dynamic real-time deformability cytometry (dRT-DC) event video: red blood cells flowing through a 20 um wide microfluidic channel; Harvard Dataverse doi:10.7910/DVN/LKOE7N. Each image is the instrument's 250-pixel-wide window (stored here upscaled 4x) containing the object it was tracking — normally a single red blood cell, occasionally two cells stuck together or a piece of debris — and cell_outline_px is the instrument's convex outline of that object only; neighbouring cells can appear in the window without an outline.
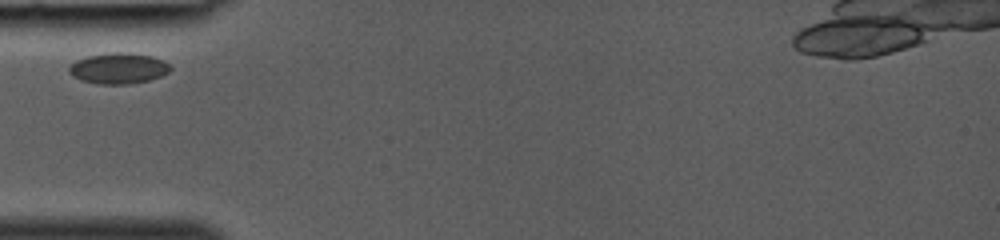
{"species": "common noctule bat (a hibernating species)", "species_latin": "Nyctalus noctula", "temperature_condition": "room temperature", "stored_images_in_passage": 22, "camera_frame_rate_fps": 3000, "um_per_image_px": 0.085, "animal": {"sex": "female", "body_mass_g": 19.0, "forearm_length_mm": 53.3}, "frame": {"image": 1, "passage_image": 1, "time_ms": 0.0, "image_size_px": [1000, 240], "cell_outline_px": [[172, 68], [168, 72], [160, 76], [148, 80], [128, 84], [100, 84], [80, 80], [72, 76], [68, 72], [68, 68], [76, 60], [88, 56], [112, 52], [124, 52], [152, 56], [164, 60]], "centroid_in_image_um": [10.05, 5.8], "position_along_channel_um": 74.9, "area_um2": 18.15}}
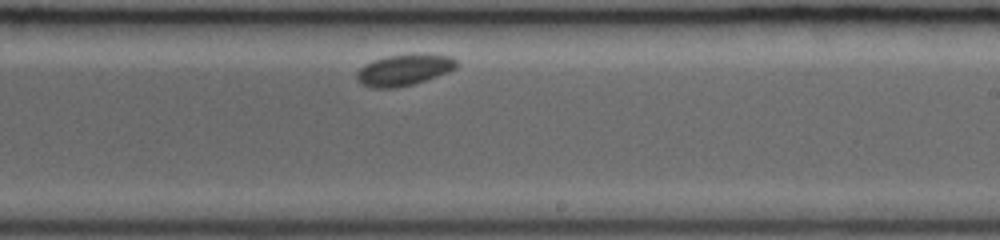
{"frame": {"image": 2, "passage_image": 13, "time_ms": 4.0, "image_size_px": [1000, 240], "cell_outline_px": [[460, 64], [456, 68], [448, 72], [412, 84], [396, 88], [376, 88], [364, 84], [356, 76], [356, 72], [364, 64], [372, 60], [384, 56], [420, 52], [424, 52], [452, 56]], "centroid_in_image_um": [34.4, 5.89], "position_along_channel_um": 254.6, "area_um2": 18.5}}
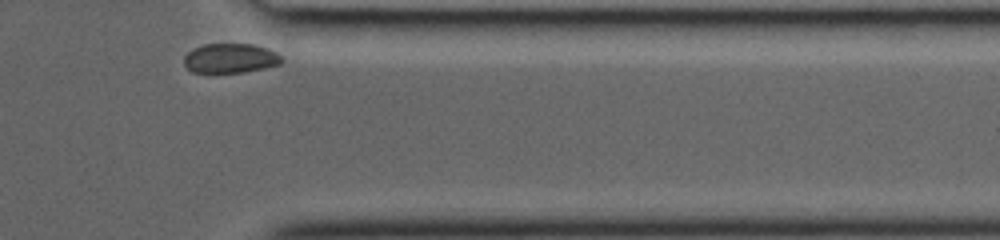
{"frame": {"image": 3, "passage_image": 22, "time_ms": 7.0, "image_size_px": [1000, 240], "cell_outline_px": [[284, 60], [280, 64], [264, 68], [244, 72], [192, 72], [184, 64], [184, 56], [188, 52], [204, 44], [252, 44], [268, 48], [276, 52]], "centroid_in_image_um": [19.6, 4.95], "position_along_channel_um": 391.8, "area_um2": 16.7}}